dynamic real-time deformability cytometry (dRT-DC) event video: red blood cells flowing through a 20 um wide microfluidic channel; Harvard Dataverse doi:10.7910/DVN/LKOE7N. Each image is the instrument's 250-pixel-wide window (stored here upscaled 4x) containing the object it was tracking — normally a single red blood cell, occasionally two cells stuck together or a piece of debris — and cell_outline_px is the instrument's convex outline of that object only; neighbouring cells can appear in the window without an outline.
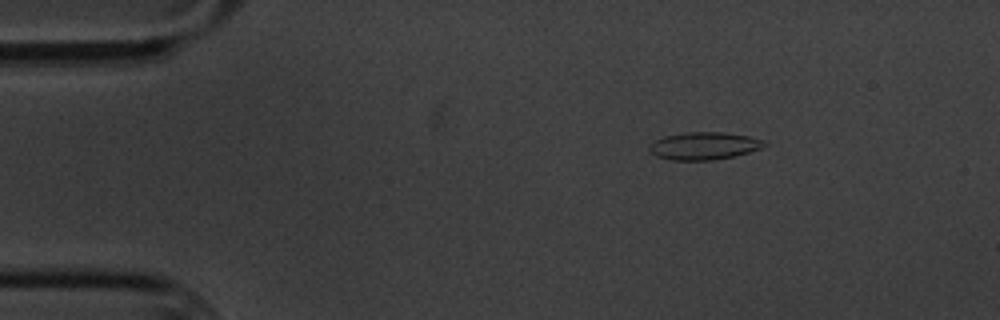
{"species": "common noctule bat (a hibernating species)", "species_latin": "Nyctalus noctula", "temperature_condition": "cold", "stored_images_in_passage": 5, "camera_frame_rate_fps": 3000, "um_per_image_px": 0.085, "animal": {"sex": "male", "body_mass_g": 20.1, "forearm_length_mm": 53.5}, "frame": {"image": 1, "passage_image": 2, "time_ms": 1.333, "image_size_px": [1000, 320], "cell_outline_px": [[768, 144], [760, 148], [736, 156], [712, 160], [672, 160], [656, 156], [648, 148], [656, 140], [664, 136], [688, 132], [724, 132], [748, 136], [768, 140]], "centroid_in_image_um": [59.9, 12.39], "position_along_channel_um": 25.1, "area_um2": 18.44}}